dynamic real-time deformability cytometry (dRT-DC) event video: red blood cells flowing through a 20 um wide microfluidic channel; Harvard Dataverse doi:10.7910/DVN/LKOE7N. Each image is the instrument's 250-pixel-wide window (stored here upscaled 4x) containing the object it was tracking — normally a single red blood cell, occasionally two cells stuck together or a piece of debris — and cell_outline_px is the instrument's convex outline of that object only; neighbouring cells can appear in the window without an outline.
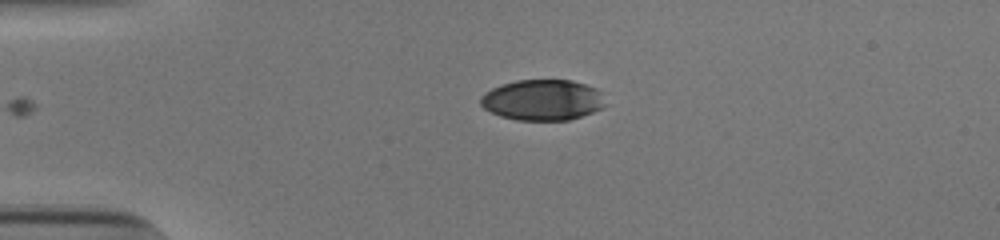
{"species": "human", "species_latin": "Homo sapiens", "temperature_condition": "cold", "stored_images_in_passage": 34, "camera_frame_rate_fps": 3000, "um_per_image_px": 0.085, "donor": {"sex": "male"}, "frame": {"image": 1, "passage_image": 1, "time_ms": 0.0, "image_size_px": [1000, 240], "cell_outline_px": [[608, 104], [604, 108], [568, 120], [516, 120], [500, 116], [484, 108], [480, 104], [480, 96], [484, 92], [492, 88], [516, 80], [572, 80], [596, 88], [600, 92]], "centroid_in_image_um": [46.13, 8.5], "position_along_channel_um": 38.9, "area_um2": 29.77}}
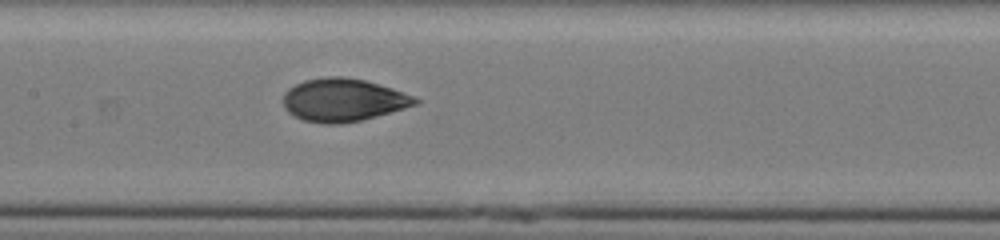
{"frame": {"image": 2, "passage_image": 15, "time_ms": 4.667, "image_size_px": [1000, 240], "cell_outline_px": [[420, 100], [416, 104], [360, 120], [340, 124], [324, 124], [304, 120], [288, 112], [284, 108], [284, 92], [288, 88], [304, 80], [324, 76], [340, 76], [364, 80], [392, 88], [416, 96]], "centroid_in_image_um": [29.14, 8.48], "position_along_channel_um": 178.3, "area_um2": 32.77}}
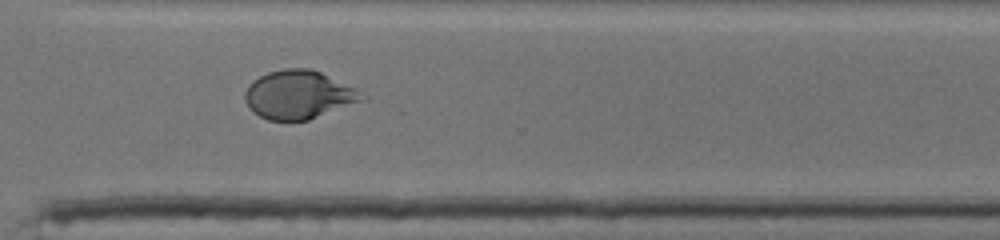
{"frame": {"image": 3, "passage_image": 28, "time_ms": 9.0, "image_size_px": [1000, 240], "cell_outline_px": [[368, 100], [308, 120], [268, 120], [252, 112], [248, 108], [244, 100], [244, 92], [248, 84], [252, 80], [268, 72], [284, 68], [312, 68], [356, 88], [368, 96]], "centroid_in_image_um": [25.41, 8.05], "position_along_channel_um": 345.2, "area_um2": 33.64}, "authors_computed_cell_mechanics": {"area_um2": 31.9345, "velocity_mm_per_s": 3.8509, "shape_relaxation_time_tau1_ms": 3.8028, "shape_relaxation_time_tau2_ms": 1.2822, "deformation_change_tau1": 0.1723, "deformation_change_tau2": 0.0481}}